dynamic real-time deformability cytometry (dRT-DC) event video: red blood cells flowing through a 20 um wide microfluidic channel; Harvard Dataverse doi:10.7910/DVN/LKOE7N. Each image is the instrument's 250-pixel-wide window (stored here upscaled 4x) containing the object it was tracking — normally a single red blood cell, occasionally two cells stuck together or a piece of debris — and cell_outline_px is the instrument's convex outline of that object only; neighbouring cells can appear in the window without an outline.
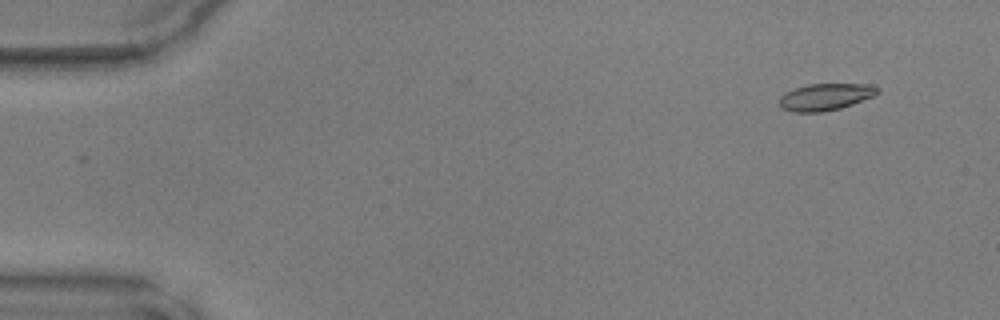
{"species": "common noctule bat (a hibernating species)", "species_latin": "Nyctalus noctula", "temperature_condition": "warm", "stored_images_in_passage": 47, "camera_frame_rate_fps": 3000, "um_per_image_px": 0.085, "animal": {"sex": "male", "body_mass_g": 17.9, "forearm_length_mm": 54.2}, "frame": {"image": 1, "passage_image": 3, "time_ms": 0.667, "image_size_px": [1000, 320], "cell_outline_px": [[880, 92], [872, 96], [852, 104], [840, 108], [820, 112], [792, 112], [784, 108], [780, 104], [780, 96], [784, 92], [808, 84], [872, 84], [880, 88]], "centroid_in_image_um": [70.18, 8.22], "position_along_channel_um": 14.8, "area_um2": 15.26}}
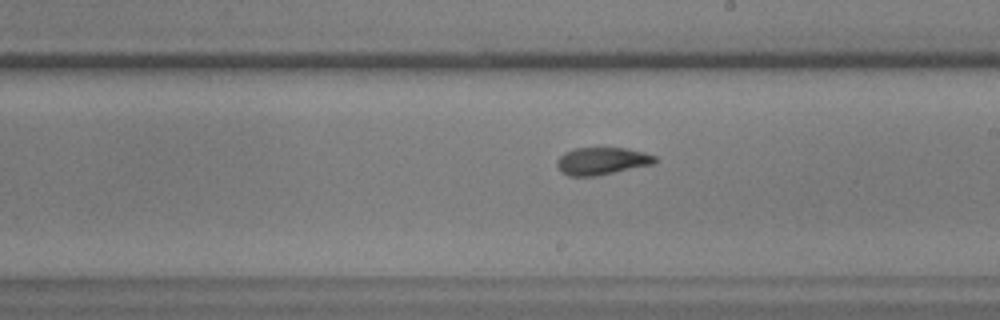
{"frame": {"image": 2, "passage_image": 27, "time_ms": 8.667, "image_size_px": [1000, 320], "cell_outline_px": [[656, 164], [596, 176], [568, 176], [560, 172], [556, 164], [556, 160], [564, 152], [576, 148], [628, 148], [644, 152], [656, 156]], "centroid_in_image_um": [51.17, 13.69], "position_along_channel_um": 237.8, "area_um2": 15.9}}
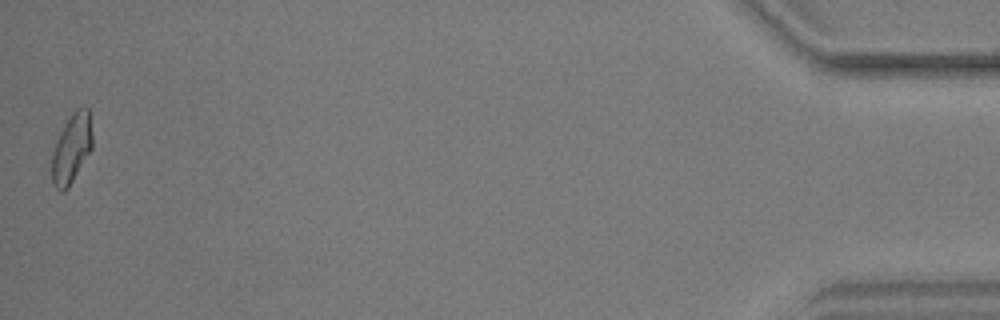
{"frame": {"image": 3, "passage_image": 47, "time_ms": 15.333, "image_size_px": [1000, 320], "cell_outline_px": [[92, 148], [68, 188], [64, 192], [60, 192], [52, 184], [52, 152], [56, 140], [60, 132], [72, 112], [76, 108], [88, 108], [92, 132]], "centroid_in_image_um": [6.07, 12.64], "position_along_channel_um": 429.1, "area_um2": 16.3}}